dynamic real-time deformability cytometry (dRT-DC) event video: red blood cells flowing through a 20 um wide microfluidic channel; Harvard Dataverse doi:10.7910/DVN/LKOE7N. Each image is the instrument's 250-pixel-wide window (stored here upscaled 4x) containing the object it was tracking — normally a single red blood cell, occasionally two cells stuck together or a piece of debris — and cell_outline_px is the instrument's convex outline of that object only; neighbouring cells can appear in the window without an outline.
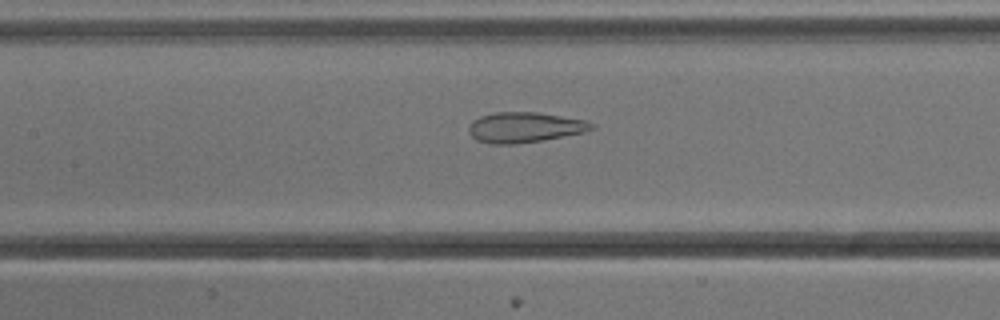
{"species": "common noctule bat (a hibernating species)", "species_latin": "Nyctalus noctula", "temperature_condition": "cold", "stored_images_in_passage": 53, "camera_frame_rate_fps": 3000, "um_per_image_px": 0.085, "animal": {"sex": "male", "body_mass_g": 13.3}, "frame": {"image": 1, "passage_image": 24, "time_ms": 7.667, "image_size_px": [1000, 320], "cell_outline_px": [[596, 128], [584, 132], [544, 140], [516, 144], [492, 144], [476, 140], [468, 132], [468, 124], [472, 120], [480, 116], [496, 112], [536, 112], [584, 120], [596, 124]], "centroid_in_image_um": [44.57, 10.83], "position_along_channel_um": 162.8, "area_um2": 21.85}}
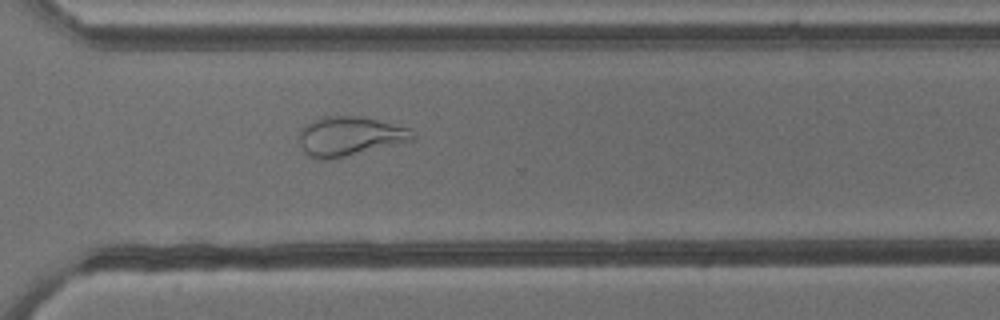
{"frame": {"image": 2, "passage_image": 38, "time_ms": 12.333, "image_size_px": [1000, 320], "cell_outline_px": [[416, 140], [344, 156], [324, 160], [320, 160], [304, 152], [296, 136], [304, 124], [324, 116], [360, 116], [408, 128], [416, 136]], "centroid_in_image_um": [29.68, 11.57], "position_along_channel_um": 340.9, "area_um2": 25.84}}
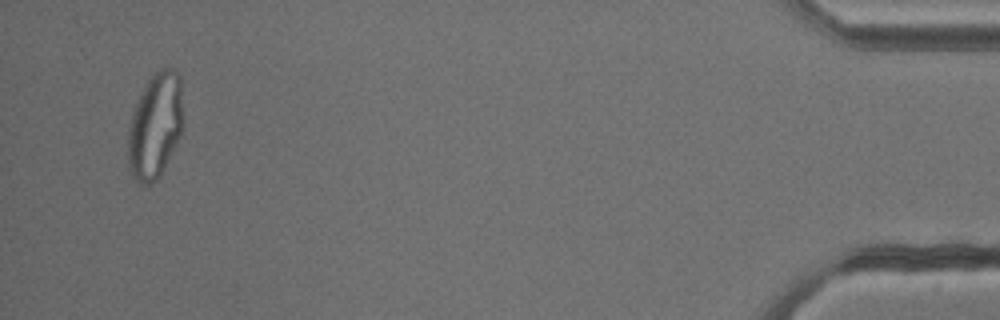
{"frame": {"image": 3, "passage_image": 51, "time_ms": 16.667, "image_size_px": [1000, 320], "cell_outline_px": [[184, 128], [160, 176], [156, 180], [148, 184], [140, 184], [132, 176], [128, 168], [128, 124], [136, 100], [148, 80], [160, 68], [176, 68], [180, 76], [184, 116]], "centroid_in_image_um": [13.2, 10.67], "position_along_channel_um": 422.0, "area_um2": 34.62}}